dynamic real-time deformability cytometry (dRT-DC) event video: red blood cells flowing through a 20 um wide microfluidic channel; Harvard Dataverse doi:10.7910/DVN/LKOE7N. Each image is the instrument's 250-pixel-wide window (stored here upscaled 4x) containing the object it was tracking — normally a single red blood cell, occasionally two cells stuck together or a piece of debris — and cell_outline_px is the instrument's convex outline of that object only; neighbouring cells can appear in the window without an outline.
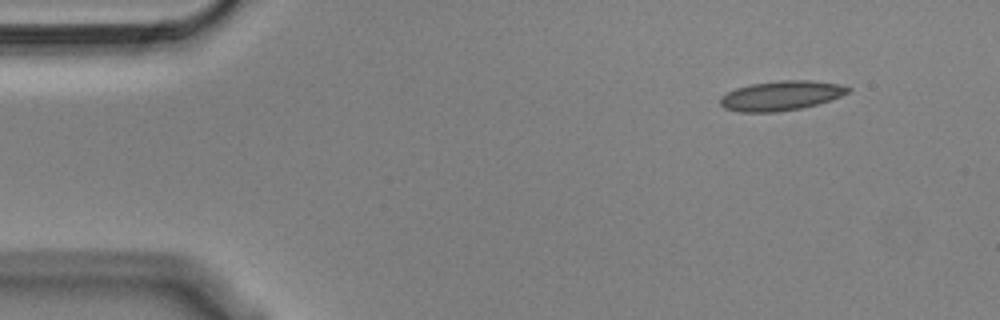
{"species": "Egyptian fruit bat (a non-hibernating species)", "species_latin": "Rousettus aegyptiacus", "temperature_condition": "cold", "stored_images_in_passage": 2, "camera_frame_rate_fps": 3000, "um_per_image_px": 0.085, "animal": {"sex": "male"}, "frame": {"image": 1, "passage_image": 1, "time_ms": 0.0, "image_size_px": [1000, 320], "cell_outline_px": [[852, 88], [848, 92], [840, 96], [816, 104], [800, 108], [776, 112], [740, 112], [724, 108], [720, 104], [720, 96], [736, 88], [752, 84], [784, 80], [808, 80], [840, 84]], "centroid_in_image_um": [66.36, 8.13], "position_along_channel_um": 18.6, "area_um2": 21.79}}